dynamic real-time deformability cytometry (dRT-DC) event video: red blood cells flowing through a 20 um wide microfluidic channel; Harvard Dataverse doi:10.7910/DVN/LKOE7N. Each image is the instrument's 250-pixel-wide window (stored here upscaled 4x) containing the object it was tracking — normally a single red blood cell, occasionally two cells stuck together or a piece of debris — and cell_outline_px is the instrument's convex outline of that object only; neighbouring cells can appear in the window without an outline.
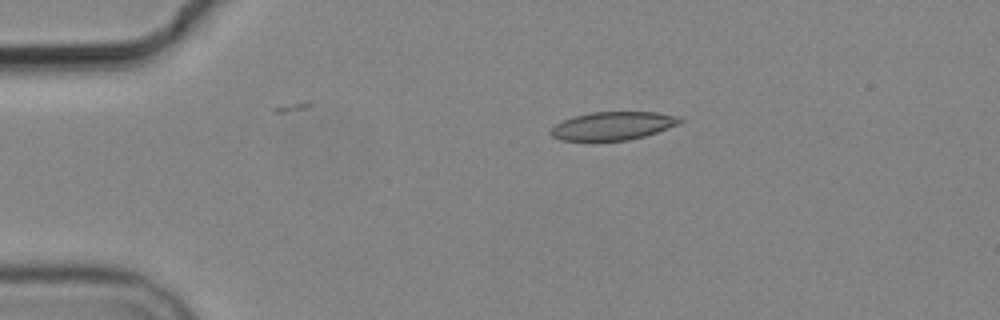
{"species": "common noctule bat (a hibernating species)", "species_latin": "Nyctalus noctula", "temperature_condition": "cold", "stored_images_in_passage": 3, "camera_frame_rate_fps": 3000, "um_per_image_px": 0.085, "animal": {"sex": "male", "body_mass_g": 19.2, "forearm_length_mm": 51.8}, "frame": {"image": 1, "passage_image": 2, "time_ms": 3.333, "image_size_px": [1000, 320], "cell_outline_px": [[684, 120], [680, 124], [644, 136], [628, 140], [560, 140], [552, 136], [548, 132], [556, 124], [572, 116], [592, 112], [656, 112], [680, 116]], "centroid_in_image_um": [52.11, 10.68], "position_along_channel_um": 32.9, "area_um2": 21.21}}